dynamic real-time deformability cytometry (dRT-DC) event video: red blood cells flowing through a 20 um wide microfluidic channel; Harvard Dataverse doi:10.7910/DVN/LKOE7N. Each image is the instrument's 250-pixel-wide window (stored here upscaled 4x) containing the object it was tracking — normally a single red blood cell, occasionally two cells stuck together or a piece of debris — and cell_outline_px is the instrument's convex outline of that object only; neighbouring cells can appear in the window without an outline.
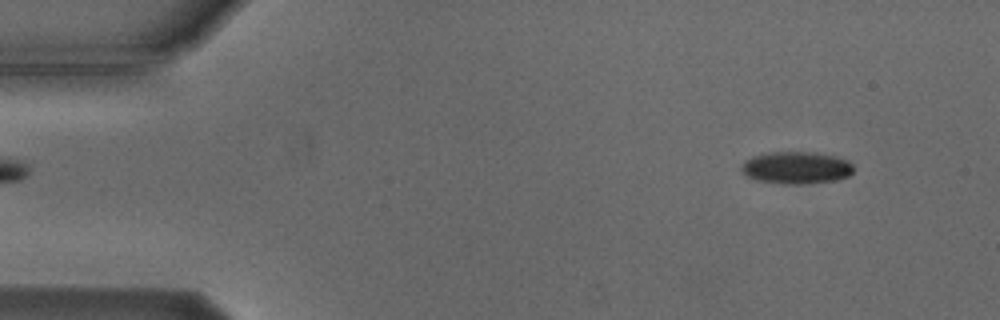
{"species": "Egyptian fruit bat (a non-hibernating species)", "species_latin": "Rousettus aegyptiacus", "temperature_condition": "cold", "stored_images_in_passage": 6, "camera_frame_rate_fps": 3000, "um_per_image_px": 0.085, "animal": {"sex": "male"}, "frame": {"image": 1, "passage_image": 2, "time_ms": 1.0, "image_size_px": [1000, 320], "cell_outline_px": [[856, 168], [848, 176], [836, 180], [800, 184], [780, 184], [756, 180], [744, 176], [740, 168], [744, 160], [752, 156], [768, 152], [816, 152], [836, 156], [848, 160]], "centroid_in_image_um": [67.67, 14.25], "position_along_channel_um": 17.3, "area_um2": 21.44}}
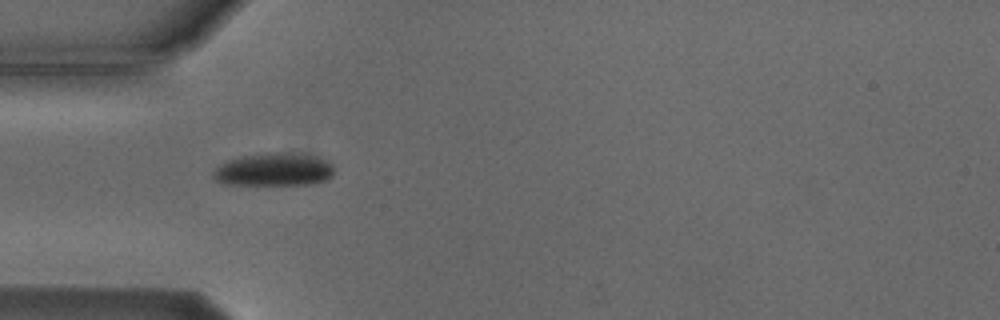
{"frame": {"image": 2, "passage_image": 5, "time_ms": 4.667, "image_size_px": [1000, 320], "cell_outline_px": [[332, 176], [324, 180], [308, 184], [220, 184], [212, 176], [212, 172], [220, 164], [228, 160], [240, 156], [268, 152], [280, 152], [316, 156], [332, 164]], "centroid_in_image_um": [23.22, 14.4], "position_along_channel_um": 61.8, "area_um2": 23.06}}
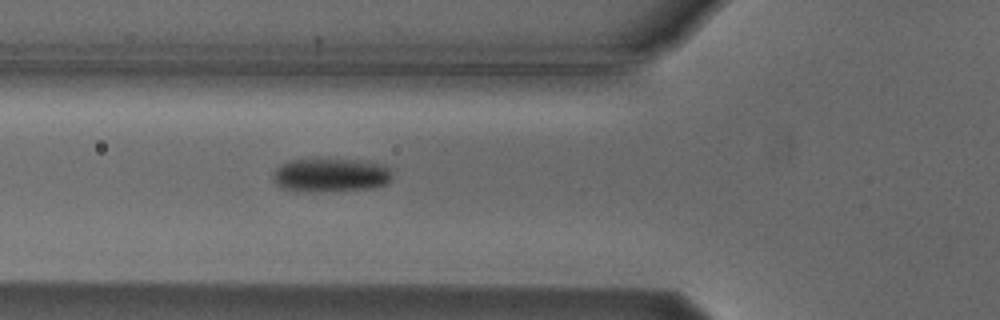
{"frame": {"image": 3, "passage_image": 6, "time_ms": 5.667, "image_size_px": [1000, 320], "cell_outline_px": [[392, 176], [388, 184], [372, 188], [296, 192], [280, 188], [276, 184], [272, 176], [276, 168], [288, 160], [368, 160], [384, 164], [388, 168]], "centroid_in_image_um": [28.1, 14.89], "position_along_channel_um": 97.7, "area_um2": 23.41}}